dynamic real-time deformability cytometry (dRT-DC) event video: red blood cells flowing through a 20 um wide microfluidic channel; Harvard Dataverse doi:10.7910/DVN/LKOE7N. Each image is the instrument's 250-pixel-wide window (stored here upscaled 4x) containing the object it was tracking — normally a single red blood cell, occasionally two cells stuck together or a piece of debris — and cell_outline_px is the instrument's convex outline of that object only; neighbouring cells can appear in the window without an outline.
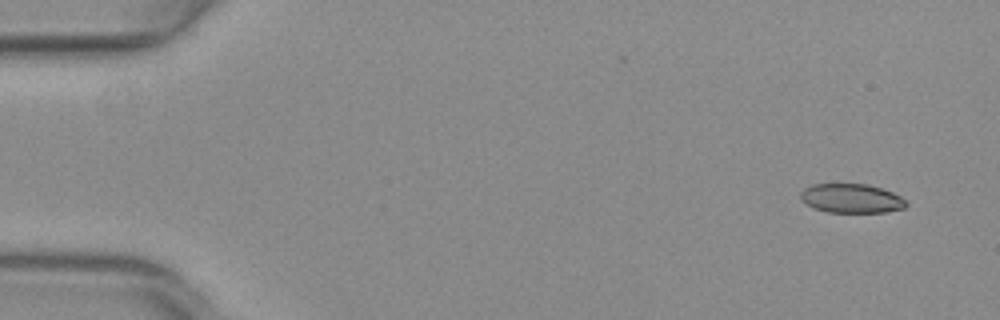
{"species": "common noctule bat (a hibernating species)", "species_latin": "Nyctalus noctula", "temperature_condition": "warm", "stored_images_in_passage": 18, "camera_frame_rate_fps": 3000, "um_per_image_px": 0.085, "animal": {"sex": "female", "body_mass_g": 29.2, "forearm_length_mm": 56.3}, "frame": {"image": 1, "passage_image": 1, "time_ms": 0.0, "image_size_px": [1000, 320], "cell_outline_px": [[908, 204], [904, 208], [884, 212], [828, 212], [816, 208], [800, 200], [800, 192], [804, 188], [812, 184], [868, 184], [892, 192], [900, 196]], "centroid_in_image_um": [72.36, 16.85], "position_along_channel_um": 12.6, "area_um2": 17.8}}
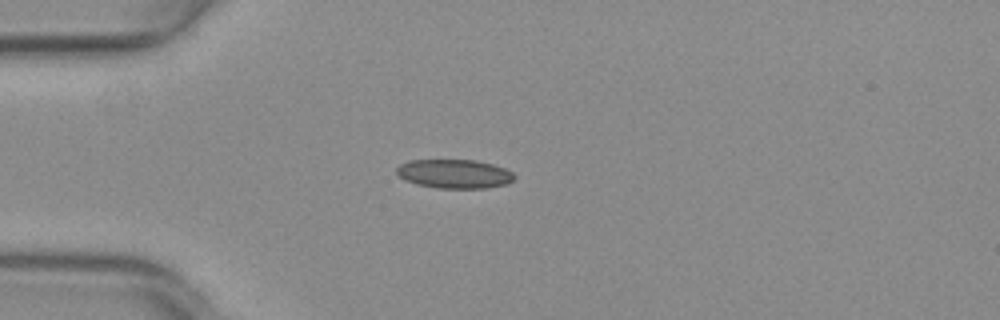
{"frame": {"image": 2, "passage_image": 12, "time_ms": 3.667, "image_size_px": [1000, 320], "cell_outline_px": [[516, 176], [508, 184], [484, 188], [436, 188], [416, 184], [404, 180], [396, 172], [396, 168], [400, 164], [408, 160], [476, 160], [492, 164], [504, 168], [512, 172]], "centroid_in_image_um": [38.61, 14.77], "position_along_channel_um": 46.4, "area_um2": 19.94}}
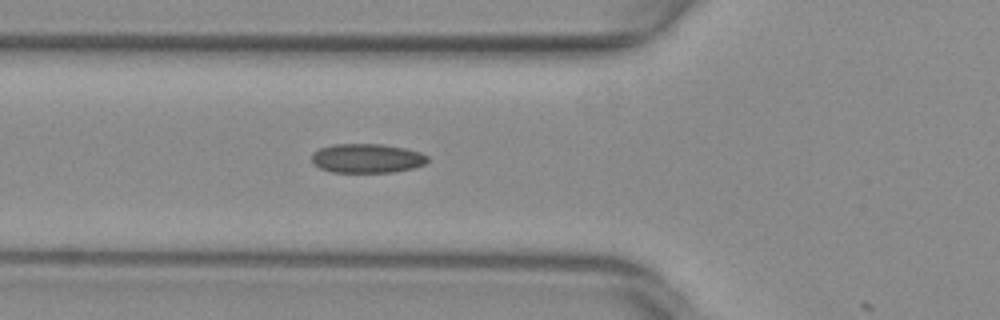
{"frame": {"image": 3, "passage_image": 17, "time_ms": 5.333, "image_size_px": [1000, 320], "cell_outline_px": [[428, 160], [424, 164], [412, 168], [392, 172], [332, 172], [320, 168], [312, 160], [312, 152], [320, 148], [336, 144], [380, 144], [404, 148], [420, 152], [428, 156]], "centroid_in_image_um": [31.19, 13.45], "position_along_channel_um": 94.6, "area_um2": 19.54}}